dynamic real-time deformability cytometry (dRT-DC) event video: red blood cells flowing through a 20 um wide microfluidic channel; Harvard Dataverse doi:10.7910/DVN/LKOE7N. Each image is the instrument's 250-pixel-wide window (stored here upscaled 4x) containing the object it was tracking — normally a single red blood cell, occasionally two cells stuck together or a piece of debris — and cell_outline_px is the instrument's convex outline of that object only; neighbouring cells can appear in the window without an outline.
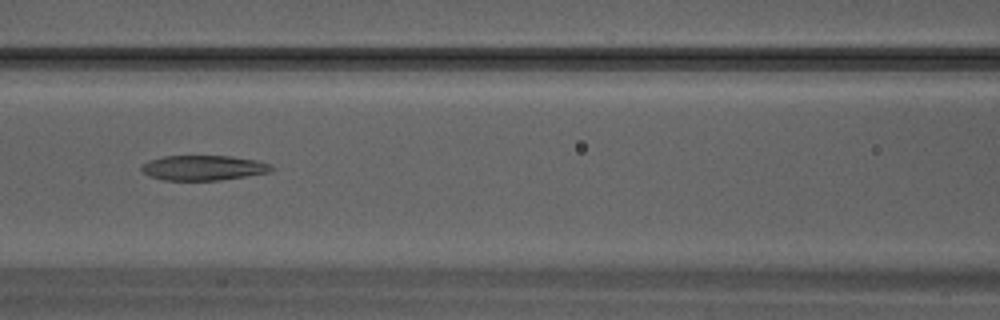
{"species": "Egyptian fruit bat (a non-hibernating species)", "species_latin": "Rousettus aegyptiacus", "temperature_condition": "warm", "stored_images_in_passage": 29, "camera_frame_rate_fps": 3000, "um_per_image_px": 0.085, "animal": {"sex": "male"}, "frame": {"image": 1, "passage_image": 11, "time_ms": 3.333, "image_size_px": [1000, 320], "cell_outline_px": [[276, 168], [272, 172], [248, 176], [220, 180], [164, 180], [148, 176], [140, 168], [140, 164], [148, 160], [164, 156], [228, 156], [256, 160], [272, 164]], "centroid_in_image_um": [17.31, 14.26], "position_along_channel_um": 149.3, "area_um2": 19.19}}
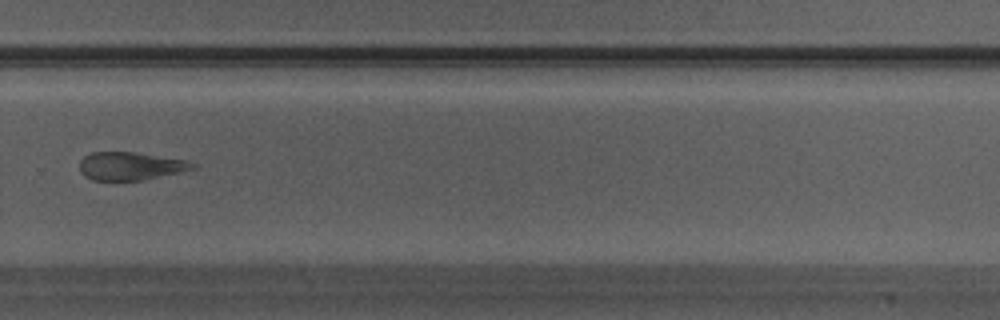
{"frame": {"image": 2, "passage_image": 19, "time_ms": 6.0, "image_size_px": [1000, 320], "cell_outline_px": [[196, 168], [180, 172], [144, 180], [92, 180], [84, 176], [80, 172], [80, 160], [84, 156], [92, 152], [136, 152], [184, 160], [196, 164]], "centroid_in_image_um": [11.06, 14.12], "position_along_channel_um": 318.7, "area_um2": 18.44}}
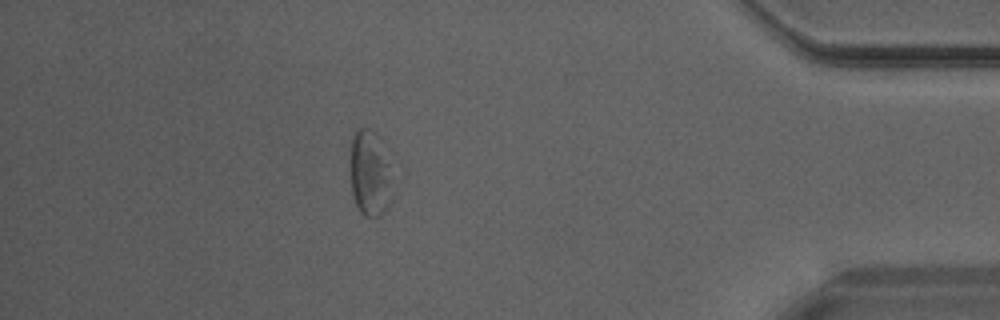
{"frame": {"image": 3, "passage_image": 25, "time_ms": 8.0, "image_size_px": [1000, 320], "cell_outline_px": [[384, 208], [376, 216], [364, 216], [360, 212], [356, 204], [352, 192], [352, 132], [360, 128], [368, 128], [376, 136], [384, 164]], "centroid_in_image_um": [31.24, 14.69], "position_along_channel_um": 404.0, "area_um2": 17.69}}